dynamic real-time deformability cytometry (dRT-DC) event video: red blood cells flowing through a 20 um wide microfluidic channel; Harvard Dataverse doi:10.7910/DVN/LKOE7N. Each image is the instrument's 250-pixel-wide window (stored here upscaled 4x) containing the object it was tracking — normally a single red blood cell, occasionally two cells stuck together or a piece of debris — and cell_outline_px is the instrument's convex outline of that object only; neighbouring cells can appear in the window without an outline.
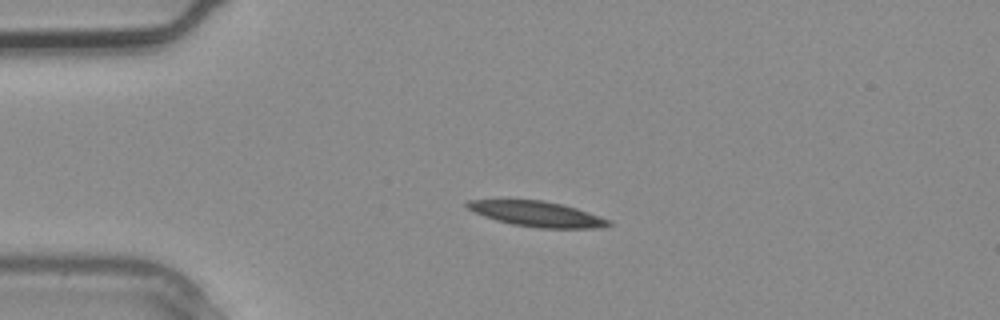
{"species": "common noctule bat (a hibernating species)", "species_latin": "Nyctalus noctula", "temperature_condition": "warm", "stored_images_in_passage": 2, "camera_frame_rate_fps": 3000, "um_per_image_px": 0.085, "animal": {"sex": "male", "body_mass_g": 20.4}, "frame": {"image": 1, "passage_image": 1, "time_ms": 0.0, "image_size_px": [1000, 320], "cell_outline_px": [[612, 224], [600, 228], [536, 228], [512, 224], [496, 220], [484, 216], [468, 208], [464, 204], [468, 200], [544, 200], [576, 208], [612, 220]], "centroid_in_image_um": [45.68, 18.19], "position_along_channel_um": 39.3, "area_um2": 20.75}}
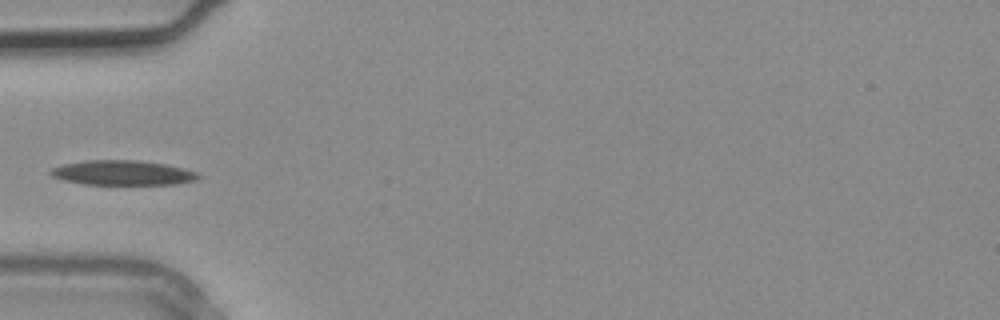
{"frame": {"image": 2, "passage_image": 2, "time_ms": 0.333, "image_size_px": [1000, 320], "cell_outline_px": [[200, 176], [196, 180], [176, 184], [84, 184], [64, 180], [52, 176], [48, 172], [52, 168], [64, 164], [88, 160], [140, 160], [164, 164], [184, 168], [196, 172]], "centroid_in_image_um": [10.42, 14.68], "position_along_channel_um": 74.6, "area_um2": 21.15}}